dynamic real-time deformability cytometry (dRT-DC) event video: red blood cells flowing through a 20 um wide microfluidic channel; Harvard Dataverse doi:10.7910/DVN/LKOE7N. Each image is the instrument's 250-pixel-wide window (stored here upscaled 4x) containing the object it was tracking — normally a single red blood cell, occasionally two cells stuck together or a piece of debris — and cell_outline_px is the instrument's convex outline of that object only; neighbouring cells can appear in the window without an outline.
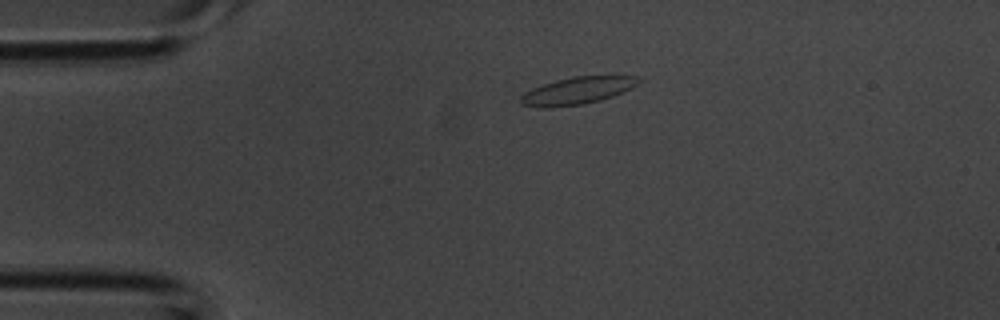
{"species": "common noctule bat (a hibernating species)", "species_latin": "Nyctalus noctula", "temperature_condition": "room temperature", "stored_images_in_passage": 4, "segment_of_instrument_passage": [2, 2], "camera_frame_rate_fps": 3000, "um_per_image_px": 0.085, "animal": {"sex": "male", "body_mass_g": 20.1, "forearm_length_mm": 53.5}, "frame": {"image": 1, "passage_image": 4, "time_ms": 1.0, "image_size_px": [1000, 320], "cell_outline_px": [[640, 80], [632, 88], [624, 92], [600, 100], [584, 104], [520, 104], [520, 96], [524, 92], [532, 88], [556, 80], [572, 76], [640, 76]], "centroid_in_image_um": [49.18, 7.64], "position_along_channel_um": 35.8, "area_um2": 17.74}}